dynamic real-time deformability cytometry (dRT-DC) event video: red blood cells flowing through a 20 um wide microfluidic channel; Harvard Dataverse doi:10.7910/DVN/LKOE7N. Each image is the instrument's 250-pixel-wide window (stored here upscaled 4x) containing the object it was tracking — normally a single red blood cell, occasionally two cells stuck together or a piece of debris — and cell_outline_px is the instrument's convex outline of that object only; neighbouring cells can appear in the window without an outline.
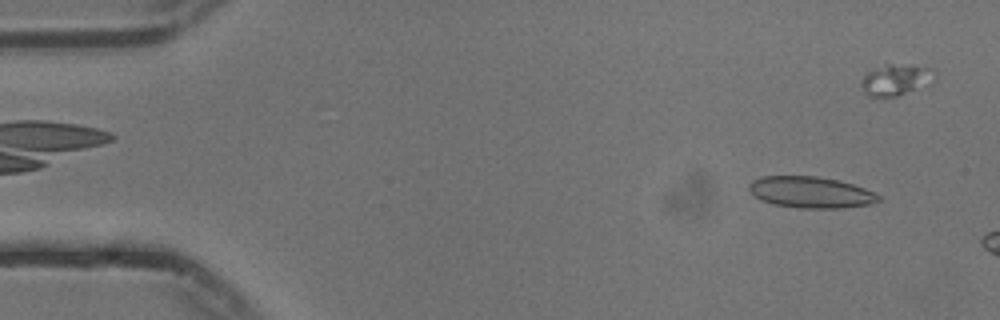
{"species": "common noctule bat (a hibernating species)", "species_latin": "Nyctalus noctula", "temperature_condition": "cold", "stored_images_in_passage": 10, "camera_frame_rate_fps": 3000, "um_per_image_px": 0.085, "animal": {"sex": "male", "body_mass_g": 13.3}, "frame": {"image": 1, "passage_image": 4, "time_ms": 1.0, "image_size_px": [1000, 320], "cell_outline_px": [[880, 200], [868, 204], [840, 208], [800, 208], [772, 204], [760, 200], [748, 188], [748, 184], [752, 180], [764, 176], [816, 176], [836, 180], [852, 184], [864, 188], [880, 196]], "centroid_in_image_um": [68.87, 16.34], "position_along_channel_um": 16.1, "area_um2": 23.41}}